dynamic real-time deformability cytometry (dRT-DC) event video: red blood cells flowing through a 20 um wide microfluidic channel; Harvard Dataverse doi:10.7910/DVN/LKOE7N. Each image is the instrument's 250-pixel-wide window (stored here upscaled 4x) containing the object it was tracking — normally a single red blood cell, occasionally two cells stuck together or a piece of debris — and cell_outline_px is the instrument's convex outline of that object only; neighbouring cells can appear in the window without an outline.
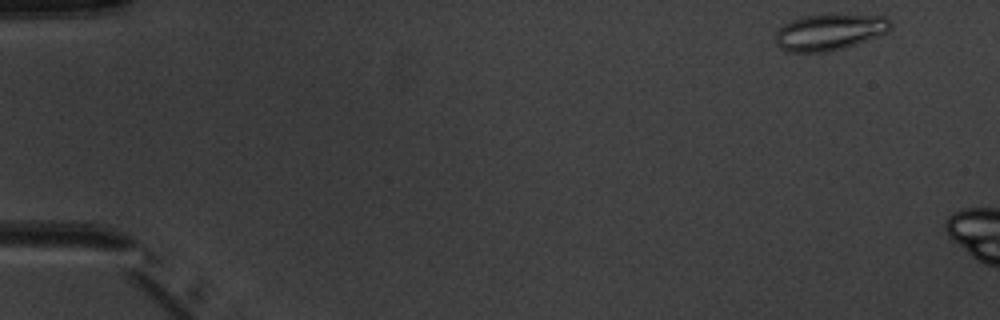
{"species": "common noctule bat (a hibernating species)", "species_latin": "Nyctalus noctula", "temperature_condition": "warm", "stored_images_in_passage": 4, "camera_frame_rate_fps": 3000, "um_per_image_px": 0.085, "animal": {"sex": "male", "body_mass_g": 20.1, "forearm_length_mm": 53.5}, "frame": {"image": 1, "passage_image": 1, "time_ms": 0.0, "image_size_px": [1000, 320], "cell_outline_px": [[892, 24], [888, 32], [856, 44], [844, 48], [828, 52], [788, 52], [780, 48], [776, 44], [776, 32], [784, 24], [792, 20], [804, 16], [884, 16], [892, 20]], "centroid_in_image_um": [70.5, 2.76], "position_along_channel_um": 14.5, "area_um2": 23.87}}